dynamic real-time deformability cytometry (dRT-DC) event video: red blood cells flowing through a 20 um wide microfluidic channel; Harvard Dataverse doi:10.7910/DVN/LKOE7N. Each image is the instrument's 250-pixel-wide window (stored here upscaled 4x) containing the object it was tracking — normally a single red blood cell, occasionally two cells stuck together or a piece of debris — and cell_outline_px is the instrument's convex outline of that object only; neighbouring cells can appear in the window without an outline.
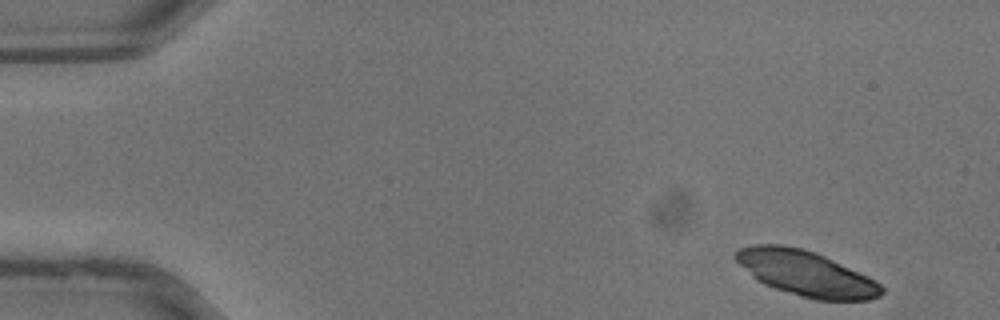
{"species": "common noctule bat (a hibernating species)", "species_latin": "Nyctalus noctula", "temperature_condition": "warm", "stored_images_in_passage": 34, "segment_of_instrument_passage": [1, 2], "camera_frame_rate_fps": 3000, "um_per_image_px": 0.085, "animal": {"sex": "male", "body_mass_g": 13.3}, "frame": {"image": 1, "passage_image": 1, "time_ms": 0.0, "image_size_px": [1000, 320], "cell_outline_px": [[884, 292], [880, 296], [872, 300], [816, 300], [800, 296], [764, 284], [756, 280], [732, 256], [732, 252], [740, 248], [756, 244], [780, 244], [804, 248], [816, 252], [868, 276], [876, 280], [884, 288]], "centroid_in_image_um": [68.52, 23.23], "position_along_channel_um": 16.5, "area_um2": 38.55}}